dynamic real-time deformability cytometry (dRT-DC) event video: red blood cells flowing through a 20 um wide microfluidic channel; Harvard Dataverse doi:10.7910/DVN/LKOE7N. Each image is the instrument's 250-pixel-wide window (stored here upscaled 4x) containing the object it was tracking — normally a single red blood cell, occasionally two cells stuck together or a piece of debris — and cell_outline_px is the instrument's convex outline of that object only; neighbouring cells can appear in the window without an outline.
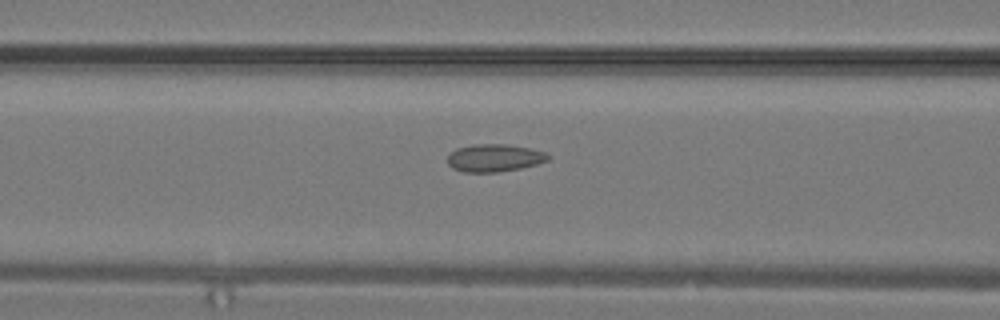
{"species": "common noctule bat (a hibernating species)", "species_latin": "Nyctalus noctula", "temperature_condition": "warm", "stored_images_in_passage": 28, "camera_frame_rate_fps": 3000, "um_per_image_px": 0.085, "animal": {"sex": "male", "body_mass_g": 19.2, "forearm_length_mm": 51.8}, "frame": {"image": 1, "passage_image": 13, "time_ms": 4.0, "image_size_px": [1000, 320], "cell_outline_px": [[552, 156], [548, 160], [536, 164], [520, 168], [496, 172], [464, 172], [452, 168], [448, 164], [448, 156], [456, 148], [472, 144], [504, 144], [528, 148], [548, 152]], "centroid_in_image_um": [42.03, 13.42], "position_along_channel_um": 124.6, "area_um2": 16.18}}
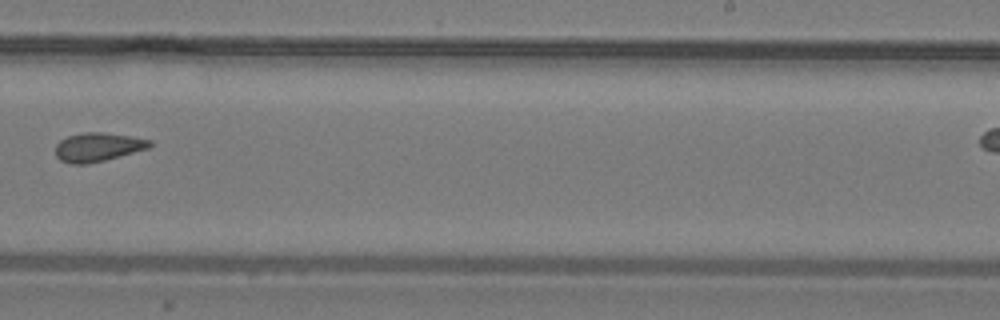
{"frame": {"image": 2, "passage_image": 20, "time_ms": 6.333, "image_size_px": [1000, 320], "cell_outline_px": [[152, 144], [148, 148], [104, 160], [88, 164], [72, 164], [60, 160], [56, 156], [56, 144], [60, 140], [68, 136], [84, 132], [104, 132], [152, 140]], "centroid_in_image_um": [8.29, 12.5], "position_along_channel_um": 280.7, "area_um2": 15.66}}
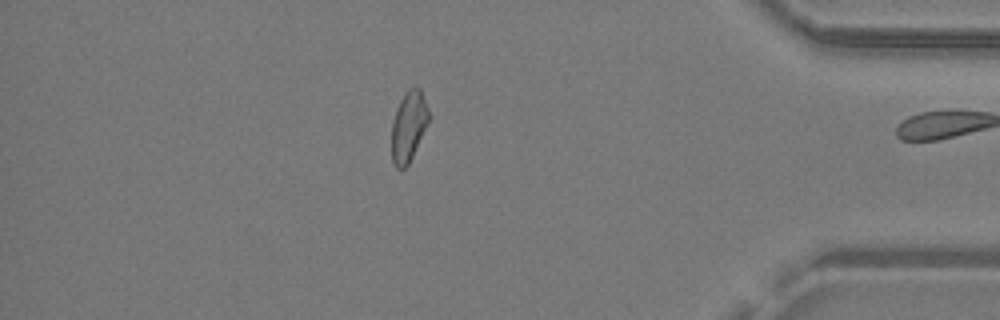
{"frame": {"image": 3, "passage_image": 27, "time_ms": 8.667, "image_size_px": [1000, 320], "cell_outline_px": [[428, 124], [408, 164], [404, 168], [396, 168], [392, 164], [392, 120], [396, 108], [404, 92], [408, 88], [416, 84], [420, 88], [428, 108]], "centroid_in_image_um": [34.72, 10.69], "position_along_channel_um": 400.5, "area_um2": 15.32}}